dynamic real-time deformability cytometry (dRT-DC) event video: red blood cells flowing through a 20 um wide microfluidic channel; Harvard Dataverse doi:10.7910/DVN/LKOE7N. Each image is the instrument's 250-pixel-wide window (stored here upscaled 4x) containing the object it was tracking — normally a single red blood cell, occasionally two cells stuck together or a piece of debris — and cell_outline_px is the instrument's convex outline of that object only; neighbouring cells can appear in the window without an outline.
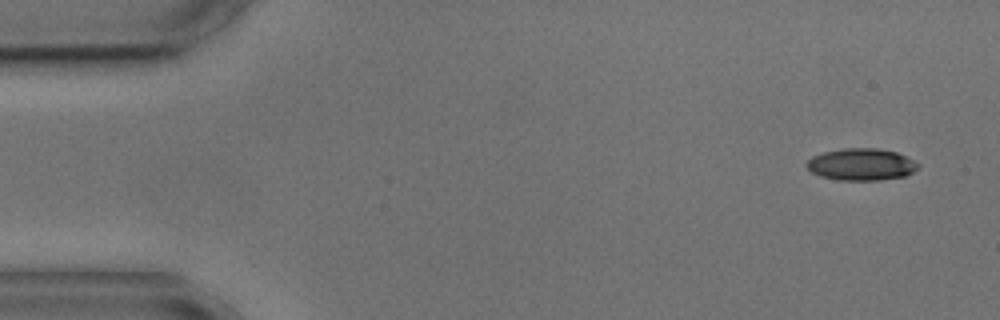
{"species": "common noctule bat (a hibernating species)", "species_latin": "Nyctalus noctula", "temperature_condition": "cold", "stored_images_in_passage": 4, "camera_frame_rate_fps": 3000, "um_per_image_px": 0.085, "animal": {"sex": "male", "body_mass_g": 17.9, "forearm_length_mm": 54.2}, "frame": {"image": 1, "passage_image": 1, "time_ms": 0.0, "image_size_px": [1000, 320], "cell_outline_px": [[920, 164], [912, 172], [904, 176], [880, 180], [836, 180], [820, 176], [812, 172], [804, 164], [812, 156], [824, 152], [840, 148], [876, 148], [896, 152]], "centroid_in_image_um": [73.16, 13.97], "position_along_channel_um": 11.8, "area_um2": 20.69}}